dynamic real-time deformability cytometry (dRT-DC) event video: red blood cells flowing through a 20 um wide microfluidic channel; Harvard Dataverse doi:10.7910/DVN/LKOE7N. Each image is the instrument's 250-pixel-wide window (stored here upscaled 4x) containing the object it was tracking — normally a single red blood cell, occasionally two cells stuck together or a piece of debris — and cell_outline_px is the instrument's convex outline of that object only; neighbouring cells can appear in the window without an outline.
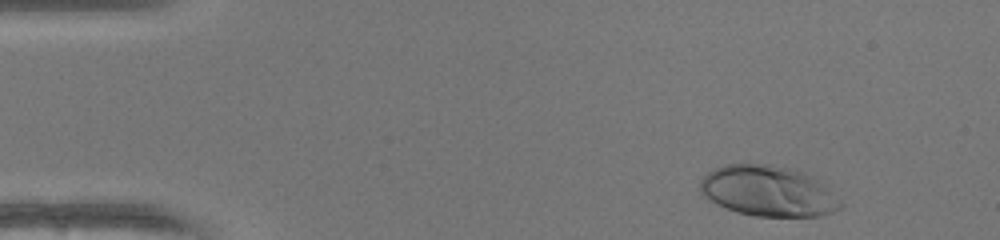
{"species": "human", "species_latin": "Homo sapiens", "temperature_condition": "warm", "stored_images_in_passage": 47, "camera_frame_rate_fps": 3000, "um_per_image_px": 0.085, "donor": {"sex": "female"}, "frame": {"image": 1, "passage_image": 3, "time_ms": 0.667, "image_size_px": [1000, 240], "cell_outline_px": [[844, 208], [820, 216], [752, 216], [736, 212], [716, 204], [704, 196], [700, 192], [700, 180], [708, 172], [724, 164], [772, 164], [792, 168], [816, 176], [844, 204]], "centroid_in_image_um": [65.32, 16.24], "position_along_channel_um": 19.7, "area_um2": 41.91}}
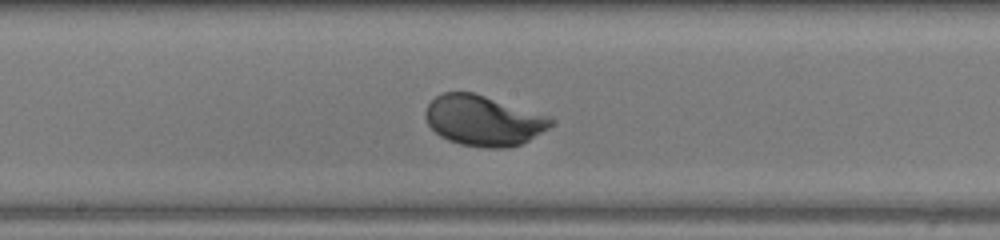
{"frame": {"image": 2, "passage_image": 24, "time_ms": 7.667, "image_size_px": [1000, 240], "cell_outline_px": [[556, 120], [548, 128], [528, 140], [520, 144], [508, 148], [488, 148], [460, 144], [448, 140], [440, 136], [428, 124], [424, 116], [424, 112], [428, 104], [436, 96], [444, 92], [472, 92], [548, 116]], "centroid_in_image_um": [41.06, 10.25], "position_along_channel_um": 207.1, "area_um2": 36.47}}
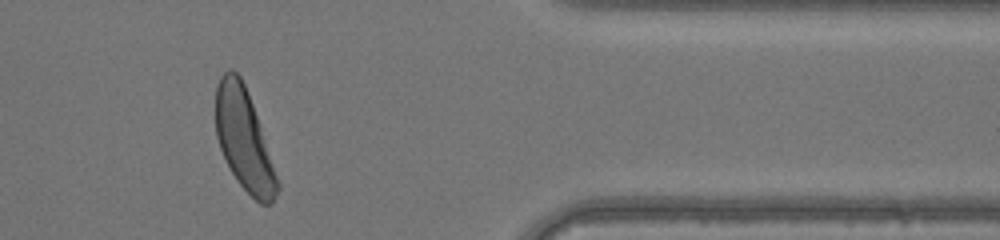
{"frame": {"image": 3, "passage_image": 39, "time_ms": 12.667, "image_size_px": [1000, 240], "cell_outline_px": [[280, 188], [272, 204], [260, 204], [236, 180], [220, 148], [216, 136], [216, 84], [220, 76], [228, 68], [232, 68], [240, 76], [244, 84], [252, 104], [280, 184]], "centroid_in_image_um": [20.73, 11.86], "position_along_channel_um": 390.7, "area_um2": 35.89}, "authors_computed_cell_mechanics": {"area_um2": 36.4718, "velocity_mm_per_s": 4.128, "shape_relaxation_time_tau1_ms": 1.8629, "shape_relaxation_time_tau2_ms": null, "deformation_change_tau1": 0.1654, "deformation_change_tau2": null}}